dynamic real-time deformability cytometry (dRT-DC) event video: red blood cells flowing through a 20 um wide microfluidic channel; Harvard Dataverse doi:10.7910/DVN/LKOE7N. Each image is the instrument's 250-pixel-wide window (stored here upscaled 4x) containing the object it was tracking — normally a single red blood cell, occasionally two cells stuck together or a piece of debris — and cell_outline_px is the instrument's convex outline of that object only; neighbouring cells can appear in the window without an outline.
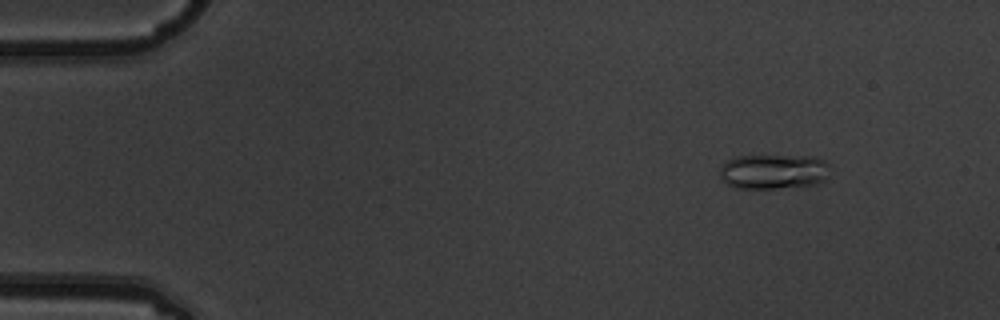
{"species": "common noctule bat (a hibernating species)", "species_latin": "Nyctalus noctula", "temperature_condition": "warm", "stored_images_in_passage": 5, "camera_frame_rate_fps": 3000, "um_per_image_px": 0.085, "animal": {"sex": "male", "body_mass_g": 19.5, "forearm_length_mm": 54.6}, "frame": {"image": 1, "passage_image": 2, "time_ms": 0.333, "image_size_px": [1000, 320], "cell_outline_px": [[828, 164], [824, 180], [816, 184], [800, 188], [736, 188], [720, 180], [720, 168], [728, 160], [736, 156], [812, 156], [824, 160]], "centroid_in_image_um": [65.73, 14.6], "position_along_channel_um": 19.3, "area_um2": 22.54}}